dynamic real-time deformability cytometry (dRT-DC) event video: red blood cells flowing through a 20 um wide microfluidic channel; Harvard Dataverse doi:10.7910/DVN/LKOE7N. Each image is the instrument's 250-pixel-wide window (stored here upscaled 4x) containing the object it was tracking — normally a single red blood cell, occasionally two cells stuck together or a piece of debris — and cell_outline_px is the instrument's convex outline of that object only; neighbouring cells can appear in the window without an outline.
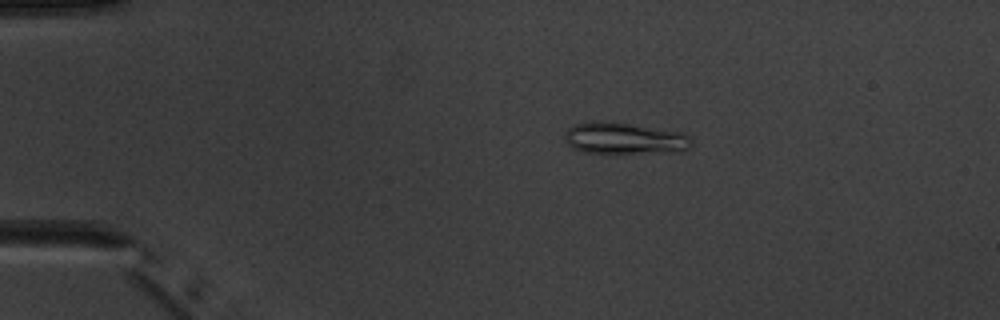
{"species": "common noctule bat (a hibernating species)", "species_latin": "Nyctalus noctula", "temperature_condition": "warm", "stored_images_in_passage": 7, "camera_frame_rate_fps": 3000, "um_per_image_px": 0.085, "animal": {"sex": "male", "body_mass_g": 20.1, "forearm_length_mm": 53.5}, "frame": {"image": 1, "passage_image": 2, "time_ms": 1.333, "image_size_px": [1000, 320], "cell_outline_px": [[692, 144], [688, 148], [680, 152], [584, 152], [572, 148], [568, 144], [564, 136], [564, 132], [568, 128], [576, 124], [592, 120], [612, 120], [680, 132], [692, 136]], "centroid_in_image_um": [53.07, 11.72], "position_along_channel_um": 31.9, "area_um2": 23.58}}
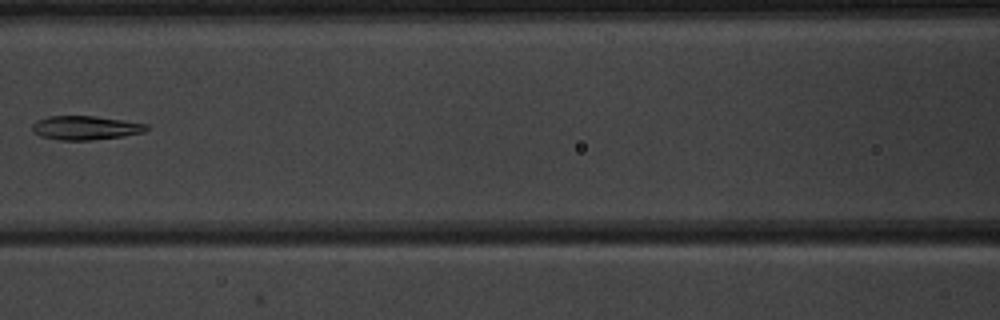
{"frame": {"image": 2, "passage_image": 6, "time_ms": 6.0, "image_size_px": [1000, 320], "cell_outline_px": [[148, 128], [144, 132], [124, 136], [88, 140], [60, 140], [40, 136], [32, 132], [32, 124], [36, 120], [48, 116], [96, 116], [124, 120], [148, 124]], "centroid_in_image_um": [7.25, 10.86], "position_along_channel_um": 159.4, "area_um2": 16.01}}
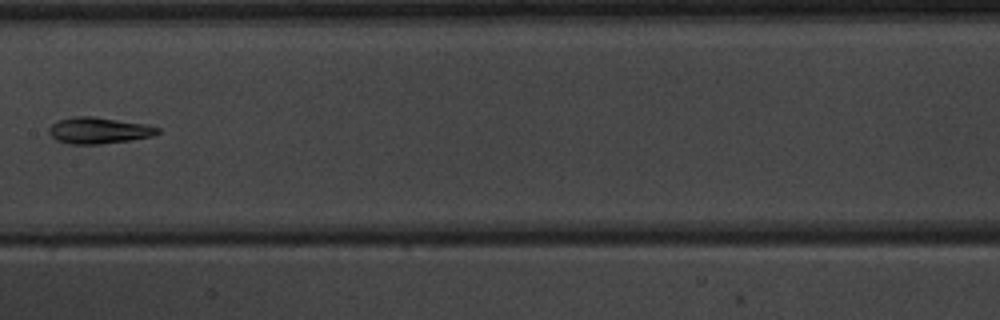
{"frame": {"image": 3, "passage_image": 7, "time_ms": 7.0, "image_size_px": [1000, 320], "cell_outline_px": [[160, 132], [152, 136], [132, 140], [100, 144], [68, 144], [56, 140], [48, 132], [48, 128], [56, 120], [72, 116], [92, 116], [148, 124], [160, 128]], "centroid_in_image_um": [8.39, 11.08], "position_along_channel_um": 199.0, "area_um2": 16.94}}